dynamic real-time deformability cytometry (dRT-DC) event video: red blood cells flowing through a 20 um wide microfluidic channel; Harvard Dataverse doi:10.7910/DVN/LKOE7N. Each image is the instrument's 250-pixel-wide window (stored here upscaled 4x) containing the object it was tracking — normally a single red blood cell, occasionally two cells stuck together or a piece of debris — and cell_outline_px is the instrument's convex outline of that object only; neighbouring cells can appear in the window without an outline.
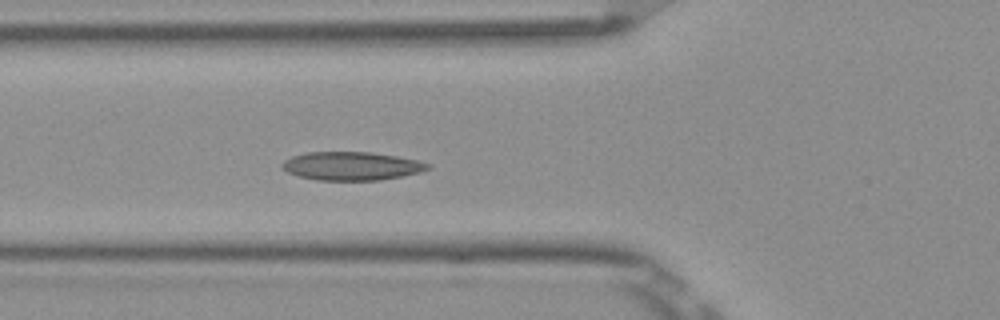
{"species": "Egyptian fruit bat (a non-hibernating species)", "species_latin": "Rousettus aegyptiacus", "temperature_condition": "room temperature", "stored_images_in_passage": 5, "camera_frame_rate_fps": 3000, "um_per_image_px": 0.085, "frame": {"image": 1, "passage_image": 5, "time_ms": 1.333, "image_size_px": [1000, 320], "cell_outline_px": [[432, 168], [420, 172], [400, 176], [376, 180], [316, 180], [300, 176], [288, 172], [280, 168], [280, 164], [284, 160], [292, 156], [308, 152], [368, 152], [396, 156], [416, 160], [432, 164]], "centroid_in_image_um": [29.86, 14.11], "position_along_channel_um": 95.9, "area_um2": 24.04}}